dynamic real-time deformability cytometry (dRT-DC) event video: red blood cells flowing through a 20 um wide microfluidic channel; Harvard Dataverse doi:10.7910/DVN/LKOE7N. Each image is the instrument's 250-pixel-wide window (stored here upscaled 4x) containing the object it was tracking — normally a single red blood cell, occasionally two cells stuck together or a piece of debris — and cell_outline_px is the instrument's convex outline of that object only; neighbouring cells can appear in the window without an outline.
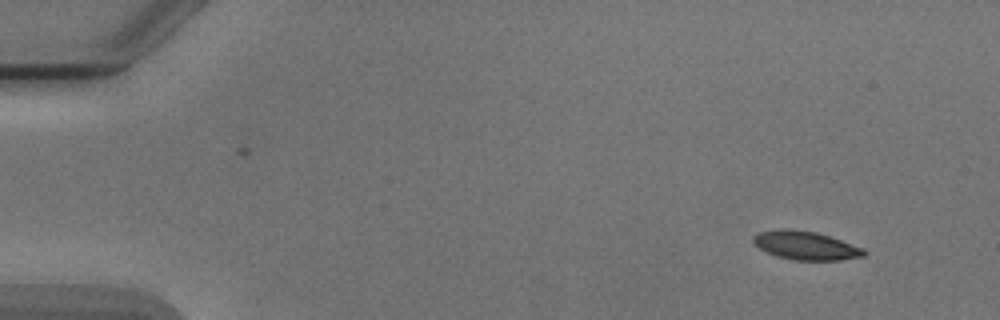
{"species": "Egyptian fruit bat (a non-hibernating species)", "species_latin": "Rousettus aegyptiacus", "temperature_condition": "cold", "stored_images_in_passage": 4, "camera_frame_rate_fps": 3000, "um_per_image_px": 0.085, "animal": {"sex": "male"}, "frame": {"image": 1, "passage_image": 1, "time_ms": 0.0, "image_size_px": [1000, 320], "cell_outline_px": [[868, 252], [864, 256], [840, 260], [792, 260], [776, 256], [760, 248], [752, 240], [752, 236], [760, 232], [776, 228], [788, 228], [816, 232], [864, 248]], "centroid_in_image_um": [68.48, 20.86], "position_along_channel_um": 16.5, "area_um2": 18.44}}
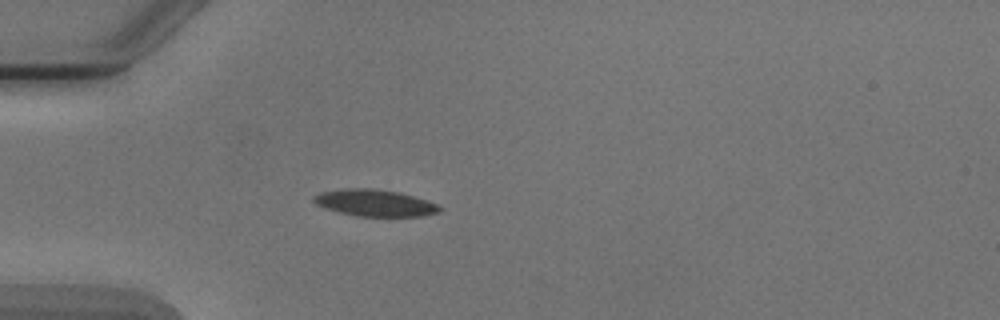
{"frame": {"image": 2, "passage_image": 4, "time_ms": 3.667, "image_size_px": [1000, 320], "cell_outline_px": [[444, 208], [440, 212], [424, 216], [356, 216], [324, 208], [316, 204], [312, 200], [312, 196], [320, 192], [344, 188], [372, 188], [400, 192], [436, 204]], "centroid_in_image_um": [31.83, 17.24], "position_along_channel_um": 53.2, "area_um2": 19.65}}